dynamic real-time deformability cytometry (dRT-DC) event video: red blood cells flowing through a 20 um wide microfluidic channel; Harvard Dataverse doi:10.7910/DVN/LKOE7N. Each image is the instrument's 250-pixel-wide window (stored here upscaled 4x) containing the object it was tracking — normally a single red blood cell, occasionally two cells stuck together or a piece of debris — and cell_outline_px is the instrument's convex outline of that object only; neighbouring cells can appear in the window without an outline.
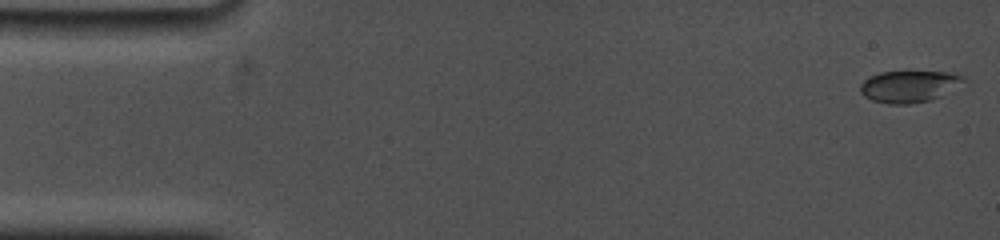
{"species": "common noctule bat (a hibernating species)", "species_latin": "Nyctalus noctula", "temperature_condition": "cold", "stored_images_in_passage": 6, "camera_frame_rate_fps": 5000, "um_per_image_px": 0.085, "animal": {"sex": "female", "body_mass_g": 19.0, "forearm_length_mm": 53.3}, "frame": {"image": 1, "passage_image": 1, "time_ms": 0.0, "image_size_px": [1000, 240], "cell_outline_px": [[968, 88], [932, 100], [908, 104], [888, 104], [872, 100], [864, 96], [860, 92], [860, 84], [868, 76], [880, 72], [956, 72], [964, 76], [968, 80]], "centroid_in_image_um": [77.48, 7.35], "position_along_channel_um": 7.5, "area_um2": 20.23}}
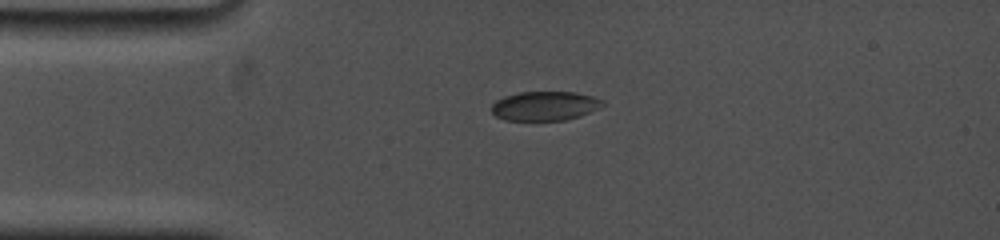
{"frame": {"image": 2, "passage_image": 5, "time_ms": 3.6, "image_size_px": [1000, 240], "cell_outline_px": [[604, 104], [600, 108], [580, 116], [564, 120], [504, 120], [496, 116], [492, 112], [492, 104], [496, 100], [504, 96], [520, 92], [576, 92], [592, 96], [604, 100]], "centroid_in_image_um": [46.32, 9.0], "position_along_channel_um": 38.7, "area_um2": 18.96}}